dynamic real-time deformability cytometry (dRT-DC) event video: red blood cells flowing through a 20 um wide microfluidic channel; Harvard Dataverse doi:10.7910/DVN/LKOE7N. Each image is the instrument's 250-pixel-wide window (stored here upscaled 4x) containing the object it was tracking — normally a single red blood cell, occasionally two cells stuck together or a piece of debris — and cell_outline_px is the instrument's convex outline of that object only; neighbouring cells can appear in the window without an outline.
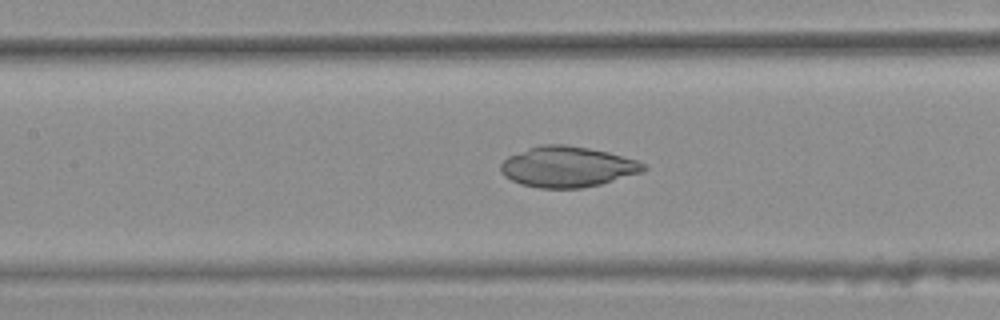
{"species": "common noctule bat (a hibernating species)", "species_latin": "Nyctalus noctula", "temperature_condition": "warm", "stored_images_in_passage": 36, "camera_frame_rate_fps": 3000, "um_per_image_px": 0.085, "animal": {"sex": "female", "body_mass_g": 25.1}, "frame": {"image": 1, "passage_image": 18, "time_ms": 5.667, "image_size_px": [1000, 320], "cell_outline_px": [[648, 168], [640, 172], [600, 184], [580, 188], [540, 188], [520, 184], [504, 176], [500, 172], [500, 164], [508, 156], [528, 148], [540, 144], [568, 144], [608, 152], [636, 160], [648, 164]], "centroid_in_image_um": [48.2, 14.17], "position_along_channel_um": 159.2, "area_um2": 33.81}}
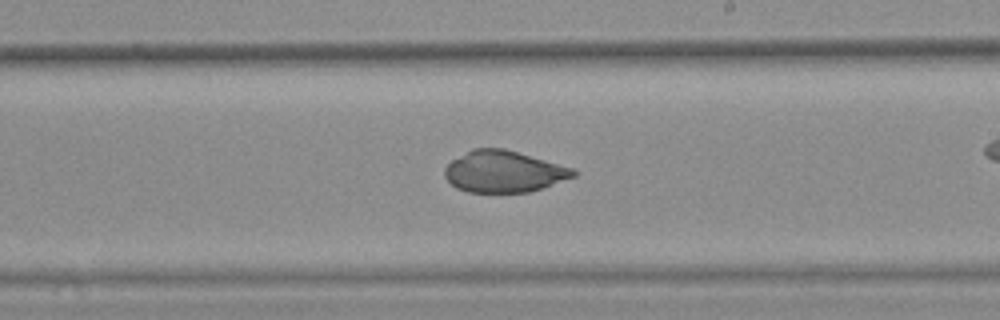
{"frame": {"image": 2, "passage_image": 25, "time_ms": 8.0, "image_size_px": [1000, 320], "cell_outline_px": [[576, 176], [528, 192], [468, 192], [456, 188], [444, 176], [444, 168], [452, 160], [472, 148], [504, 148], [572, 168], [576, 172]], "centroid_in_image_um": [42.77, 14.58], "position_along_channel_um": 246.2, "area_um2": 30.81}}
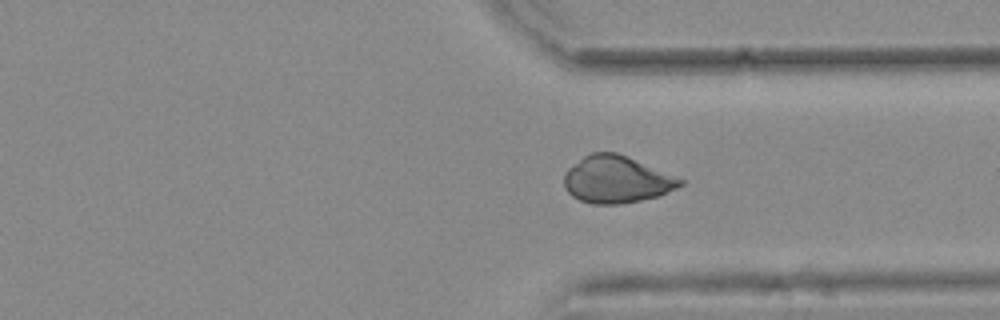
{"frame": {"image": 3, "passage_image": 34, "time_ms": 11.0, "image_size_px": [1000, 320], "cell_outline_px": [[684, 184], [660, 196], [620, 204], [592, 204], [580, 200], [572, 196], [564, 188], [564, 172], [568, 168], [584, 156], [592, 152], [616, 152], [684, 180]], "centroid_in_image_um": [52.37, 15.27], "position_along_channel_um": 359.0, "area_um2": 31.62}}